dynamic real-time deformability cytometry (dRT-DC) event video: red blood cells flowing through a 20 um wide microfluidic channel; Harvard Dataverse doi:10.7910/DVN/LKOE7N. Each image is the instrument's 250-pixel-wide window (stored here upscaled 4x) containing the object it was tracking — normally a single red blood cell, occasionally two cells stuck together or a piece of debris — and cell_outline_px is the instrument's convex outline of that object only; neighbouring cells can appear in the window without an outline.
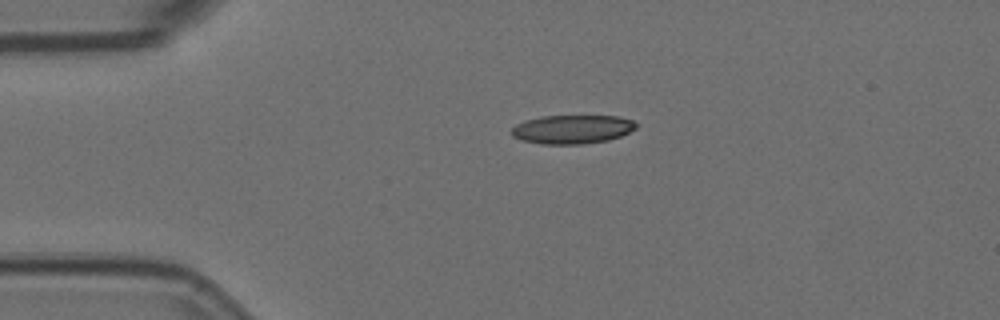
{"species": "Egyptian fruit bat (a non-hibernating species)", "species_latin": "Rousettus aegyptiacus", "temperature_condition": "room temperature", "stored_images_in_passage": 3, "camera_frame_rate_fps": 3000, "um_per_image_px": 0.085, "animal": {"sex": "female"}, "frame": {"image": 1, "passage_image": 1, "time_ms": 0.0, "image_size_px": [1000, 320], "cell_outline_px": [[636, 128], [620, 136], [608, 140], [584, 144], [540, 144], [520, 140], [512, 136], [508, 132], [516, 124], [524, 120], [540, 116], [616, 116], [632, 120], [636, 124]], "centroid_in_image_um": [48.56, 10.99], "position_along_channel_um": 36.4, "area_um2": 21.04}}
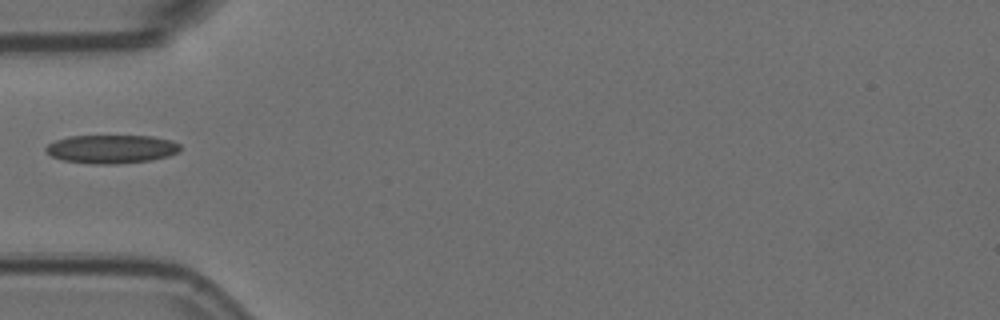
{"frame": {"image": 2, "passage_image": 3, "time_ms": 0.667, "image_size_px": [1000, 320], "cell_outline_px": [[180, 148], [176, 152], [168, 156], [152, 160], [116, 164], [92, 164], [64, 160], [52, 156], [44, 148], [48, 144], [56, 140], [68, 136], [152, 136], [172, 140], [180, 144]], "centroid_in_image_um": [9.48, 12.66], "position_along_channel_um": 75.5, "area_um2": 22.25}}